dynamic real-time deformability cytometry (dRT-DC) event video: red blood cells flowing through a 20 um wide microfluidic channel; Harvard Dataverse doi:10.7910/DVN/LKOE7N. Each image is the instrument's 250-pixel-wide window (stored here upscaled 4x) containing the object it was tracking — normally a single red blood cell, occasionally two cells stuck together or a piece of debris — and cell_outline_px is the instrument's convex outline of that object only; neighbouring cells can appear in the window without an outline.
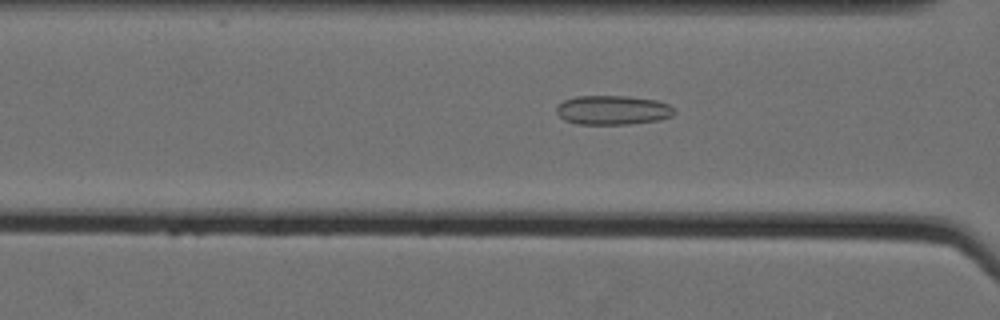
{"species": "Egyptian fruit bat (a non-hibernating species)", "species_latin": "Rousettus aegyptiacus", "temperature_condition": "cold", "stored_images_in_passage": 39, "camera_frame_rate_fps": 3000, "um_per_image_px": 0.085, "animal": {"sex": "female"}, "frame": {"image": 1, "passage_image": 7, "time_ms": 2.0, "image_size_px": [1000, 320], "cell_outline_px": [[676, 112], [672, 116], [660, 120], [628, 124], [576, 124], [564, 120], [556, 112], [556, 108], [564, 100], [576, 96], [628, 96], [656, 100], [668, 104]], "centroid_in_image_um": [52.08, 9.36], "position_along_channel_um": 114.5, "area_um2": 20.11}}
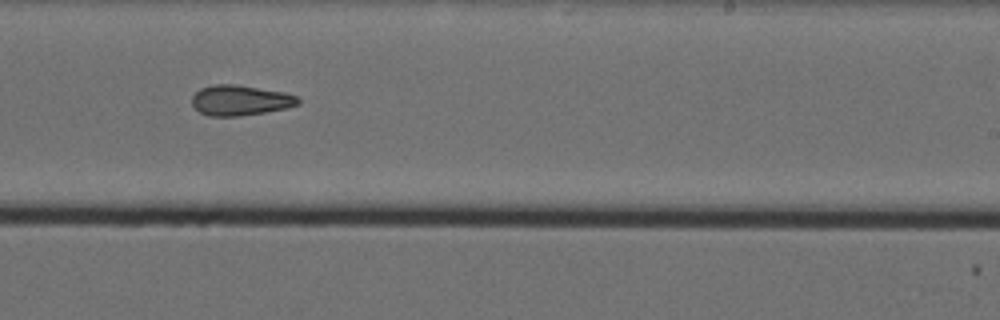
{"frame": {"image": 2, "passage_image": 20, "time_ms": 6.333, "image_size_px": [1000, 320], "cell_outline_px": [[300, 104], [284, 108], [264, 112], [236, 116], [208, 116], [200, 112], [192, 104], [192, 96], [200, 88], [212, 84], [236, 84], [284, 92], [296, 96], [300, 100]], "centroid_in_image_um": [20.39, 8.51], "position_along_channel_um": 268.6, "area_um2": 18.67}}
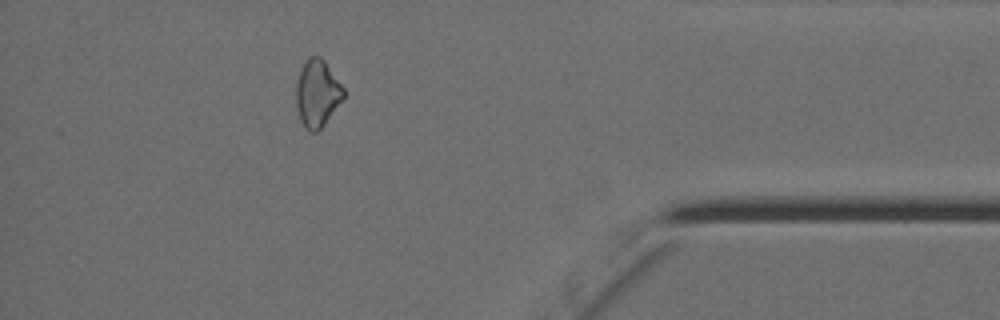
{"frame": {"image": 3, "passage_image": 34, "time_ms": 11.0, "image_size_px": [1000, 320], "cell_outline_px": [[344, 96], [324, 124], [316, 132], [308, 132], [304, 128], [300, 120], [296, 104], [296, 84], [300, 72], [308, 56], [320, 56], [324, 60], [344, 88]], "centroid_in_image_um": [26.95, 7.94], "position_along_channel_um": 408.3, "area_um2": 18.32}, "authors_computed_cell_mechanics": {"area_um2": 18.6116, "velocity_mm_per_s": 3.5531, "shape_relaxation_time_tau1_ms": null, "shape_relaxation_time_tau2_ms": 8.9357, "deformation_change_tau1": null, "deformation_change_tau2": 0.1688}}